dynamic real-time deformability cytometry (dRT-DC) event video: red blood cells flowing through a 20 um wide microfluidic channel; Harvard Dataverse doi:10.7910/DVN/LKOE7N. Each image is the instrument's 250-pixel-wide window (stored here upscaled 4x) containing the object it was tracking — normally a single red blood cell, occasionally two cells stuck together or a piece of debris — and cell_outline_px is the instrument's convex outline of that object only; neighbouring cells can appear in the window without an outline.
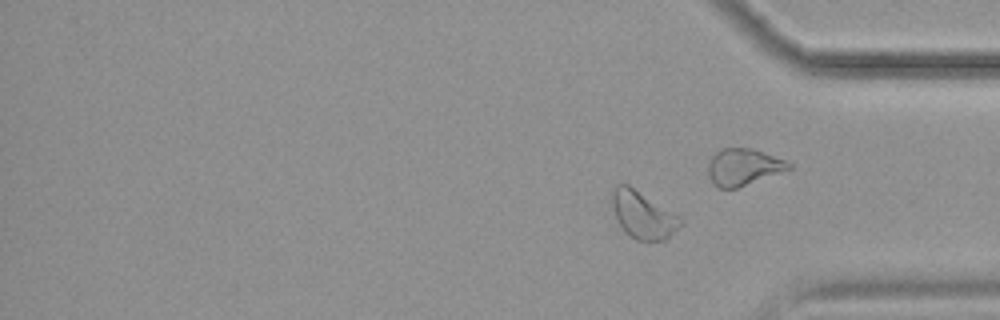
{"species": "common noctule bat (a hibernating species)", "species_latin": "Nyctalus noctula", "temperature_condition": "cold", "stored_images_in_passage": 15, "segment_of_instrument_passage": [2, 2], "camera_frame_rate_fps": 3000, "um_per_image_px": 0.085, "animal": {"sex": "female", "body_mass_g": 19.9}, "frame": {"image": 1, "passage_image": 15, "time_ms": 18.333, "image_size_px": [1000, 320], "cell_outline_px": [[684, 224], [664, 240], [636, 240], [628, 236], [624, 232], [612, 208], [608, 196], [612, 188], [616, 184], [628, 184], [684, 220]], "centroid_in_image_um": [54.59, 18.25], "position_along_channel_um": 380.6, "area_um2": 18.9}}